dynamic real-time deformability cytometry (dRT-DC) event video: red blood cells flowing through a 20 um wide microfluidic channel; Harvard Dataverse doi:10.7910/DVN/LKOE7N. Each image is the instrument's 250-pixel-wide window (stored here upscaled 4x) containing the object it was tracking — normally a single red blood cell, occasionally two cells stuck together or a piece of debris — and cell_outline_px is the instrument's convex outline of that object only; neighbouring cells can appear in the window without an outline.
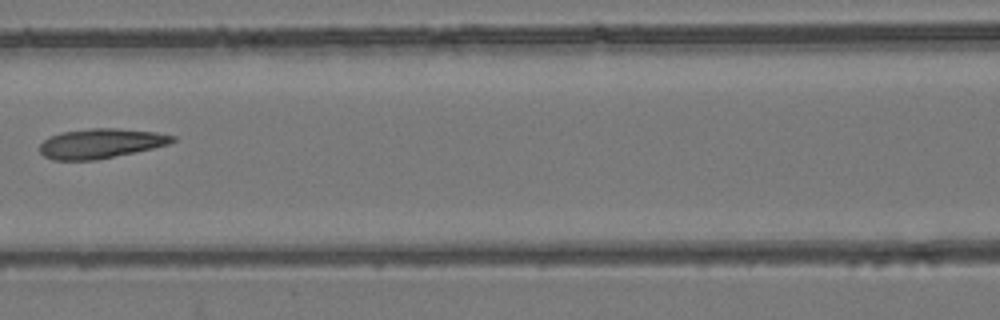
{"species": "common noctule bat (a hibernating species)", "species_latin": "Nyctalus noctula", "temperature_condition": "room temperature", "stored_images_in_passage": 8, "camera_frame_rate_fps": 3000, "um_per_image_px": 0.085, "animal": {"sex": "female", "body_mass_g": 24.6, "forearm_length_mm": 56.2}, "frame": {"image": 1, "passage_image": 7, "time_ms": 7.0, "image_size_px": [1000, 320], "cell_outline_px": [[176, 140], [168, 144], [152, 148], [96, 160], [52, 160], [44, 156], [40, 152], [40, 144], [48, 136], [60, 132], [88, 128], [116, 128], [156, 132], [176, 136]], "centroid_in_image_um": [8.53, 12.18], "position_along_channel_um": 158.1, "area_um2": 23.0}}
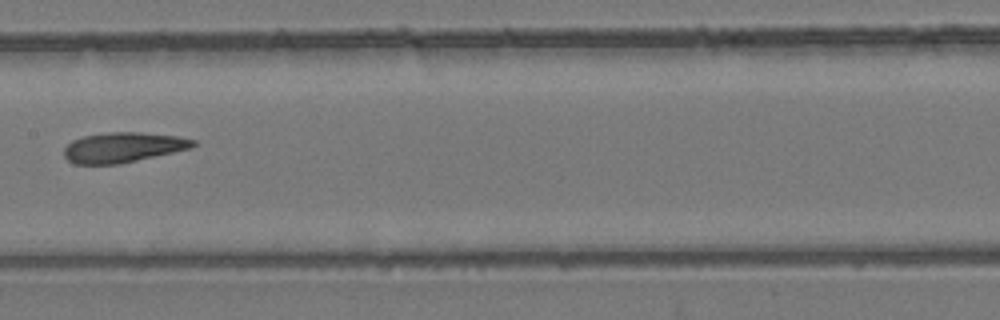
{"frame": {"image": 2, "passage_image": 8, "time_ms": 8.0, "image_size_px": [1000, 320], "cell_outline_px": [[200, 144], [192, 148], [120, 164], [76, 164], [68, 160], [64, 156], [64, 148], [72, 140], [84, 136], [108, 132], [140, 132], [176, 136], [196, 140]], "centroid_in_image_um": [10.49, 12.52], "position_along_channel_um": 196.9, "area_um2": 22.72}}